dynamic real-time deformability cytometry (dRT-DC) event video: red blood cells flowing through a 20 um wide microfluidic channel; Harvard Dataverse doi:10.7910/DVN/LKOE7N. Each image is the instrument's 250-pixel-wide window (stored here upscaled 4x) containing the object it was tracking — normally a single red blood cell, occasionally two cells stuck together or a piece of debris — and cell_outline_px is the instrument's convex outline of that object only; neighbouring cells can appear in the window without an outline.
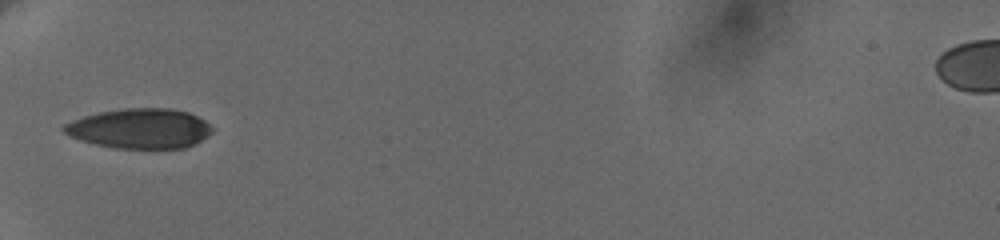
{"species": "human", "species_latin": "Homo sapiens", "temperature_condition": "cold", "stored_images_in_passage": 35, "camera_frame_rate_fps": 3000, "um_per_image_px": 0.085, "donor": {"sex": "female"}, "frame": {"image": 1, "passage_image": 1, "time_ms": 0.0, "image_size_px": [1000, 240], "cell_outline_px": [[212, 132], [208, 136], [196, 144], [184, 148], [116, 148], [96, 144], [80, 140], [64, 132], [60, 128], [64, 124], [72, 120], [84, 116], [100, 112], [124, 108], [172, 108], [188, 112], [204, 120], [212, 128]], "centroid_in_image_um": [11.9, 10.92], "position_along_channel_um": 73.1, "area_um2": 34.45}}
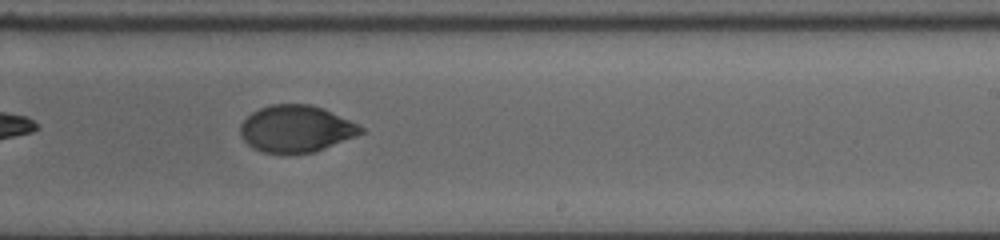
{"frame": {"image": 2, "passage_image": 16, "time_ms": 5.333, "image_size_px": [1000, 240], "cell_outline_px": [[364, 132], [324, 148], [312, 152], [284, 156], [264, 152], [252, 148], [244, 140], [240, 132], [240, 124], [252, 112], [260, 108], [272, 104], [312, 104], [324, 108], [364, 128]], "centroid_in_image_um": [25.12, 10.97], "position_along_channel_um": 263.9, "area_um2": 33.0}}
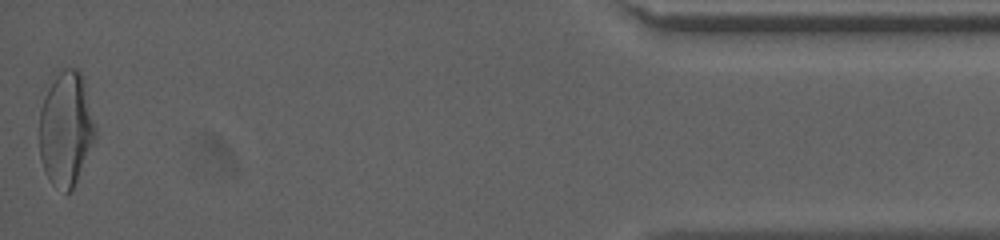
{"frame": {"image": 3, "passage_image": 35, "time_ms": 11.667, "image_size_px": [1000, 240], "cell_outline_px": [[96, 136], [76, 180], [72, 188], [68, 192], [64, 192], [52, 184], [44, 168], [40, 156], [40, 108], [56, 76], [64, 68], [76, 68], [80, 72], [84, 80], [96, 124]], "centroid_in_image_um": [5.63, 10.94], "position_along_channel_um": 429.6, "area_um2": 36.59}, "authors_computed_cell_mechanics": {"area_um2": 34.2176, "velocity_mm_per_s": 3.6566, "shape_relaxation_time_tau1_ms": 4.4162, "shape_relaxation_time_tau2_ms": 1.3697, "deformation_change_tau1": 0.1637, "deformation_change_tau2": 0.0358}}